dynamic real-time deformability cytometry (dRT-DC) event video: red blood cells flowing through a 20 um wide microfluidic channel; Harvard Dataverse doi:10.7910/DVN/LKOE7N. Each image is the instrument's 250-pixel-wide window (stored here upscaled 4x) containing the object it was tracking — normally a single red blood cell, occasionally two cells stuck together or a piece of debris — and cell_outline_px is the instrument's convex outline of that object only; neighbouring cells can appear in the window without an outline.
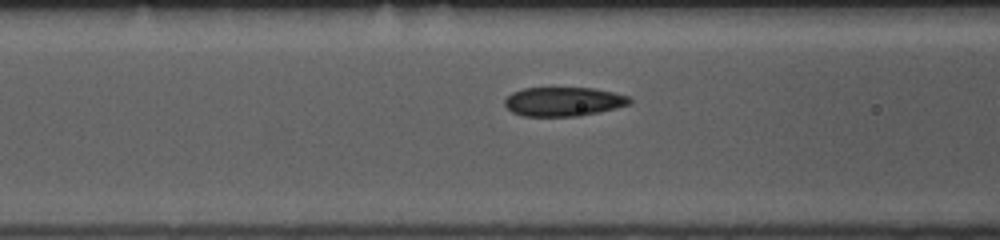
{"species": "common noctule bat (a hibernating species)", "species_latin": "Nyctalus noctula", "temperature_condition": "room temperature", "stored_images_in_passage": 15, "camera_frame_rate_fps": 3000, "um_per_image_px": 0.085, "animal": {"sex": "female", "body_mass_g": 10.0, "forearm_length_mm": 53.1}, "frame": {"image": 1, "passage_image": 13, "time_ms": 4.0, "image_size_px": [1000, 240], "cell_outline_px": [[632, 104], [600, 112], [580, 116], [524, 116], [512, 112], [504, 104], [504, 100], [512, 92], [524, 88], [592, 88], [612, 92], [628, 96], [632, 100]], "centroid_in_image_um": [47.91, 8.64], "position_along_channel_um": 118.7, "area_um2": 21.21}}